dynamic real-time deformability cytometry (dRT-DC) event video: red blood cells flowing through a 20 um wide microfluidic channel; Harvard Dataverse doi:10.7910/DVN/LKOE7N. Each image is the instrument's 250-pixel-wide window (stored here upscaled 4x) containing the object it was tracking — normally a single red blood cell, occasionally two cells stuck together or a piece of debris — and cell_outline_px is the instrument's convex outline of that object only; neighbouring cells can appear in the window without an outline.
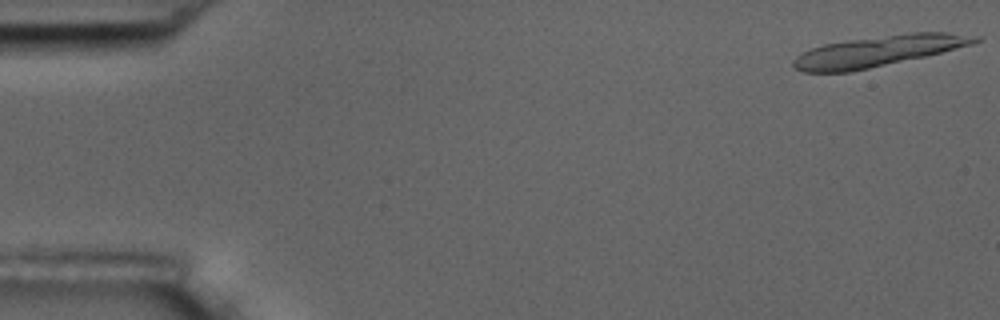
{"species": "common noctule bat (a hibernating species)", "species_latin": "Nyctalus noctula", "temperature_condition": "room temperature", "stored_images_in_passage": 6, "camera_frame_rate_fps": 3000, "um_per_image_px": 0.085, "animal": {"sex": "male", "body_mass_g": 17.5, "forearm_length_mm": 52.3}, "frame": {"image": 1, "passage_image": 1, "time_ms": 0.0, "image_size_px": [1000, 320], "cell_outline_px": [[984, 36], [980, 40], [972, 44], [924, 56], [852, 72], [804, 72], [796, 68], [792, 64], [792, 60], [796, 56], [812, 48], [824, 44], [848, 40], [908, 32], [948, 32]], "centroid_in_image_um": [74.67, 4.33], "position_along_channel_um": 10.3, "area_um2": 32.43}}